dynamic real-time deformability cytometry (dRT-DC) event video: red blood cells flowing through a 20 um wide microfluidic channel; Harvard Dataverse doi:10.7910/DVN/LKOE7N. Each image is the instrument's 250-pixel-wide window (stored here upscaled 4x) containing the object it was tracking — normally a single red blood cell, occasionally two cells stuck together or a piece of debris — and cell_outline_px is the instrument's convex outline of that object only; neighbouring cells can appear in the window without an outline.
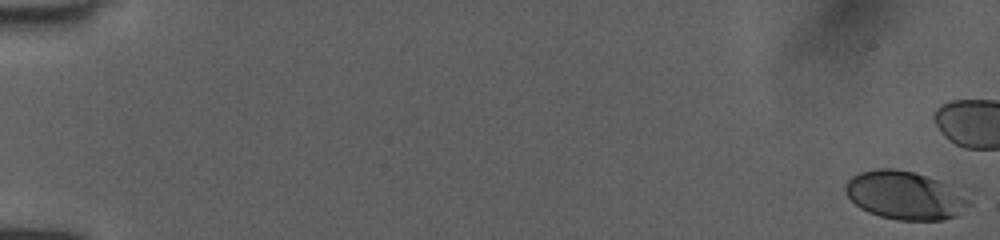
{"species": "human", "species_latin": "Homo sapiens", "temperature_condition": "room temperature", "stored_images_in_passage": 44, "camera_frame_rate_fps": 3000, "um_per_image_px": 0.085, "donor": {"sex": "female"}, "frame": {"image": 1, "passage_image": 1, "time_ms": 0.0, "image_size_px": [1000, 240], "cell_outline_px": [[976, 188], [972, 204], [956, 216], [940, 220], [896, 220], [880, 216], [868, 212], [860, 208], [848, 196], [844, 188], [844, 184], [852, 176], [860, 172], [876, 168], [892, 168], [912, 172], [964, 184]], "centroid_in_image_um": [77.19, 16.57], "position_along_channel_um": 7.8, "area_um2": 36.93}}
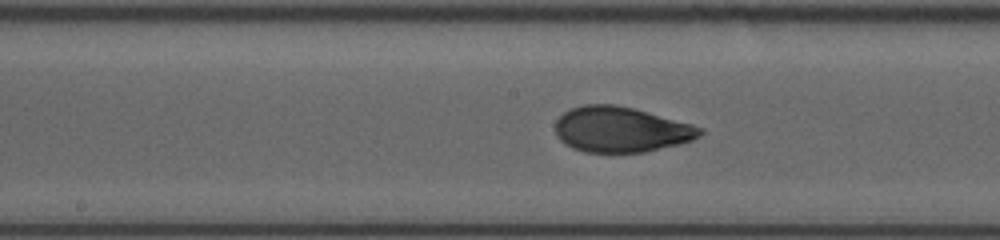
{"frame": {"image": 2, "passage_image": 29, "time_ms": 9.333, "image_size_px": [1000, 240], "cell_outline_px": [[704, 132], [700, 136], [692, 140], [680, 144], [644, 152], [584, 152], [572, 148], [564, 144], [556, 136], [556, 120], [568, 108], [584, 104], [616, 104], [632, 108], [692, 124], [704, 128]], "centroid_in_image_um": [52.76, 11.01], "position_along_channel_um": 195.4, "area_um2": 38.44}}
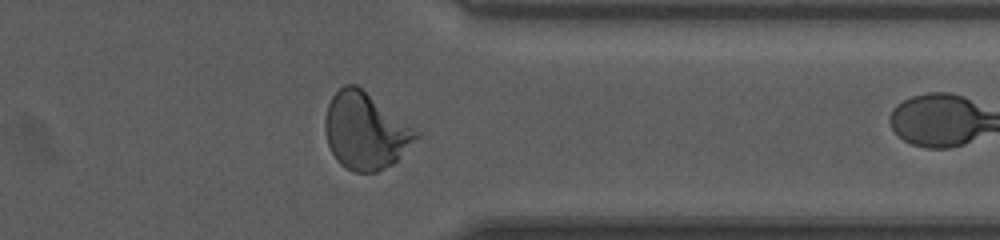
{"frame": {"image": 3, "passage_image": 43, "time_ms": 14.0, "image_size_px": [1000, 240], "cell_outline_px": [[420, 136], [392, 164], [376, 172], [352, 172], [340, 164], [336, 160], [328, 144], [324, 132], [324, 120], [328, 104], [332, 96], [344, 84], [356, 84], [420, 132]], "centroid_in_image_um": [31.03, 11.14], "position_along_channel_um": 380.4, "area_um2": 40.46}}